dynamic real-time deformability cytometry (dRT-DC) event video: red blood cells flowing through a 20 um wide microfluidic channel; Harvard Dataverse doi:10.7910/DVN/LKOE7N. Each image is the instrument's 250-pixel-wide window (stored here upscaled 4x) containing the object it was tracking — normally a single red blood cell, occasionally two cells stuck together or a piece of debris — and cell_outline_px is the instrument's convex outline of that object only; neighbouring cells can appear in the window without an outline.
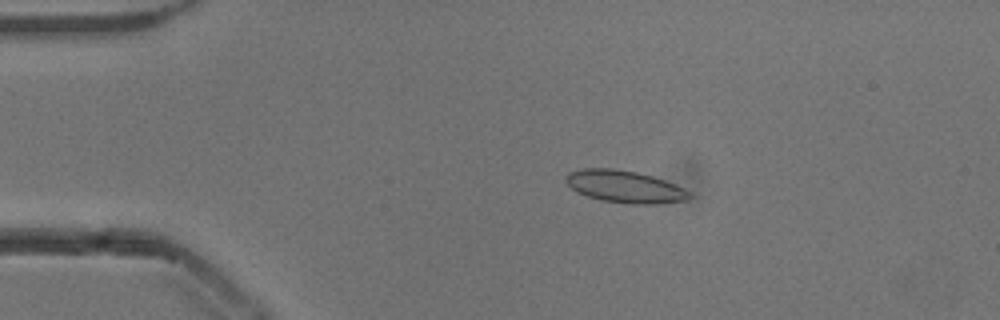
{"species": "common noctule bat (a hibernating species)", "species_latin": "Nyctalus noctula", "temperature_condition": "cold", "stored_images_in_passage": 28, "camera_frame_rate_fps": 3000, "um_per_image_px": 0.085, "animal": {"sex": "male", "body_mass_g": 13.3}, "frame": {"image": 1, "passage_image": 2, "time_ms": 0.333, "image_size_px": [1000, 320], "cell_outline_px": [[696, 196], [688, 200], [660, 204], [632, 204], [600, 200], [576, 192], [564, 180], [564, 176], [568, 172], [584, 168], [612, 168], [636, 172], [652, 176], [676, 184], [692, 192]], "centroid_in_image_um": [53.15, 15.87], "position_along_channel_um": 31.8, "area_um2": 23.58}}
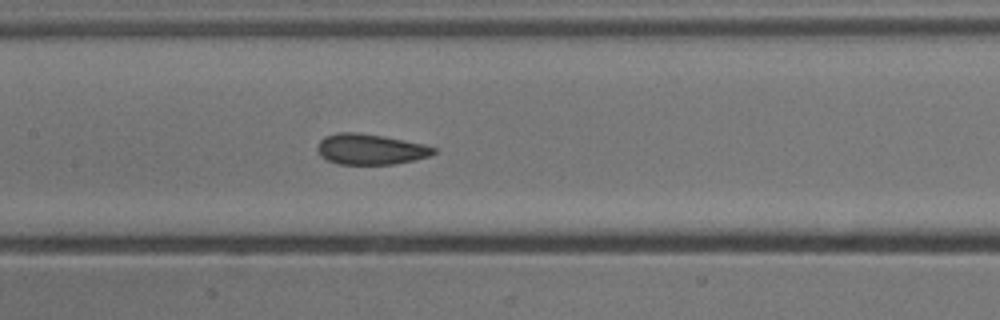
{"frame": {"image": 2, "passage_image": 17, "time_ms": 5.333, "image_size_px": [1000, 320], "cell_outline_px": [[436, 152], [428, 156], [412, 160], [392, 164], [336, 164], [320, 156], [316, 148], [320, 140], [324, 136], [336, 132], [356, 132], [384, 136], [424, 144], [436, 148]], "centroid_in_image_um": [31.43, 12.67], "position_along_channel_um": 176.0, "area_um2": 20.75}}
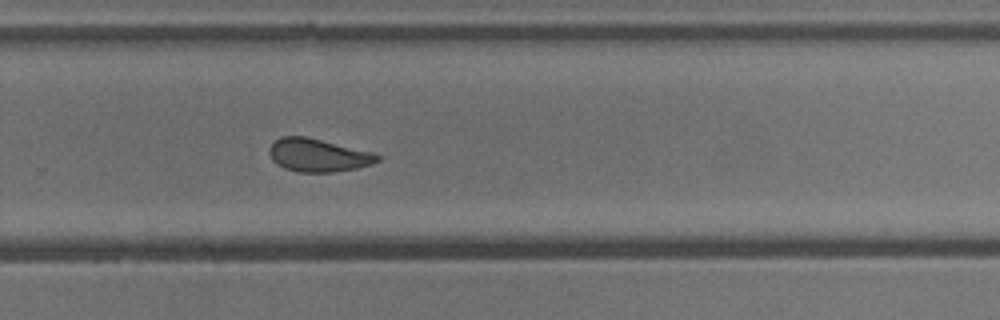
{"frame": {"image": 3, "passage_image": 27, "time_ms": 8.667, "image_size_px": [1000, 320], "cell_outline_px": [[380, 160], [372, 164], [356, 168], [332, 172], [296, 172], [284, 168], [276, 164], [272, 160], [268, 152], [268, 148], [280, 136], [304, 136], [372, 152], [380, 156]], "centroid_in_image_um": [27.0, 13.2], "position_along_channel_um": 302.8, "area_um2": 20.75}}